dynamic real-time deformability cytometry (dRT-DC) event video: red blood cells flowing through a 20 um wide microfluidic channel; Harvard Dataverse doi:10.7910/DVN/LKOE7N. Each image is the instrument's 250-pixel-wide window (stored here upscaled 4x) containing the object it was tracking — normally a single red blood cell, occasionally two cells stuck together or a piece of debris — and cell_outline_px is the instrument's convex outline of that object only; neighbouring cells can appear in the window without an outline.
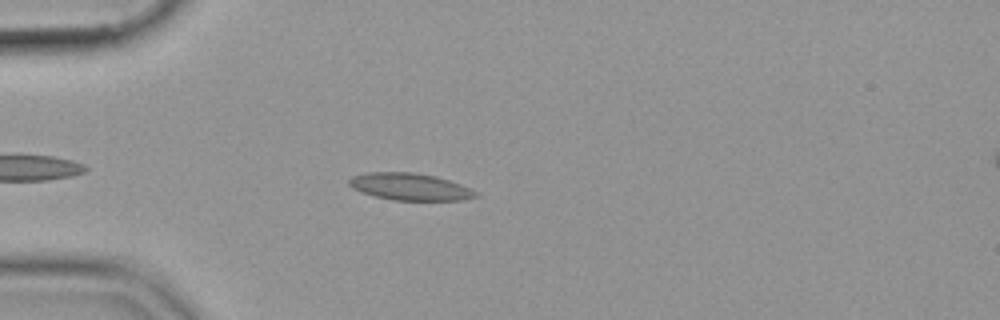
{"species": "common noctule bat (a hibernating species)", "species_latin": "Nyctalus noctula", "temperature_condition": "cold", "stored_images_in_passage": 46, "camera_frame_rate_fps": 3000, "um_per_image_px": 0.085, "animal": {"sex": "female", "body_mass_g": 19.9}, "frame": {"image": 1, "passage_image": 7, "time_ms": 2.0, "image_size_px": [1000, 320], "cell_outline_px": [[480, 196], [464, 200], [392, 200], [360, 192], [352, 188], [348, 184], [348, 180], [352, 176], [368, 172], [412, 172], [436, 176], [460, 184], [480, 192]], "centroid_in_image_um": [34.87, 15.87], "position_along_channel_um": 50.1, "area_um2": 20.11}}
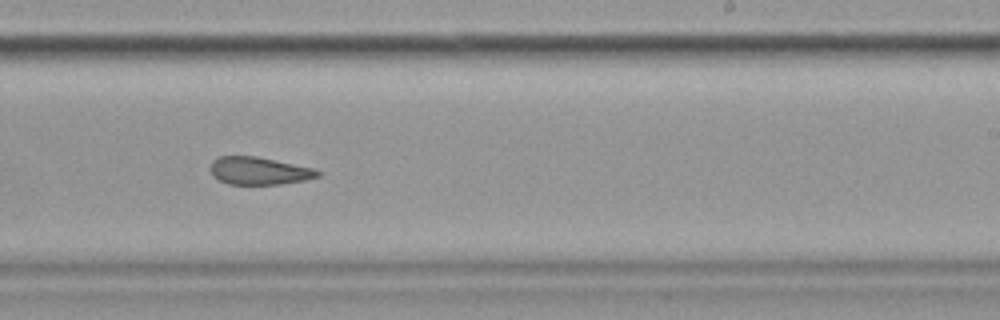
{"frame": {"image": 2, "passage_image": 26, "time_ms": 8.333, "image_size_px": [1000, 320], "cell_outline_px": [[320, 176], [304, 180], [280, 184], [228, 184], [212, 176], [212, 160], [220, 156], [256, 156], [312, 168], [320, 172]], "centroid_in_image_um": [22.0, 14.52], "position_along_channel_um": 267.0, "area_um2": 16.99}}
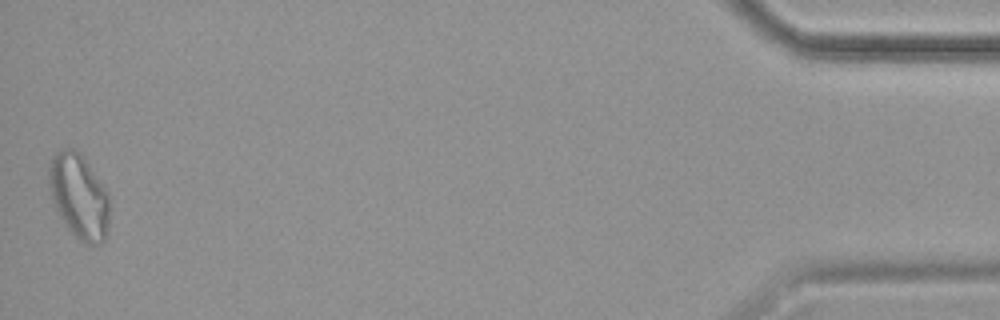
{"frame": {"image": 3, "passage_image": 46, "time_ms": 15.0, "image_size_px": [1000, 320], "cell_outline_px": [[108, 232], [104, 240], [100, 244], [88, 244], [80, 240], [68, 228], [56, 208], [52, 200], [48, 184], [48, 168], [52, 156], [56, 152], [64, 148], [72, 148], [80, 152], [108, 192]], "centroid_in_image_um": [6.7, 16.66], "position_along_channel_um": 428.5, "area_um2": 29.77}}